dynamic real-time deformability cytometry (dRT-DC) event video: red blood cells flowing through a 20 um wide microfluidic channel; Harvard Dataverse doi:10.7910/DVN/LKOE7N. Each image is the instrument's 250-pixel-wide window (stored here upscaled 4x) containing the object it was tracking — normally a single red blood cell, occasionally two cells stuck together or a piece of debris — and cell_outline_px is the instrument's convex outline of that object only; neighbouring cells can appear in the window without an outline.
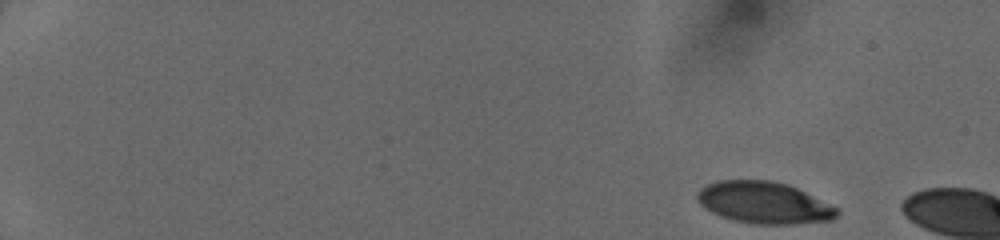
{"species": "human", "species_latin": "Homo sapiens", "temperature_condition": "cold", "stored_images_in_passage": 6, "camera_frame_rate_fps": 3000, "um_per_image_px": 0.085, "donor": {"sex": "female"}, "frame": {"image": 1, "passage_image": 1, "time_ms": 0.0, "image_size_px": [1000, 240], "cell_outline_px": [[840, 212], [832, 220], [792, 224], [752, 224], [720, 216], [704, 208], [700, 204], [696, 196], [696, 192], [700, 188], [716, 180], [772, 180], [788, 184], [840, 208]], "centroid_in_image_um": [64.95, 17.22], "position_along_channel_um": 20.1, "area_um2": 34.22}}